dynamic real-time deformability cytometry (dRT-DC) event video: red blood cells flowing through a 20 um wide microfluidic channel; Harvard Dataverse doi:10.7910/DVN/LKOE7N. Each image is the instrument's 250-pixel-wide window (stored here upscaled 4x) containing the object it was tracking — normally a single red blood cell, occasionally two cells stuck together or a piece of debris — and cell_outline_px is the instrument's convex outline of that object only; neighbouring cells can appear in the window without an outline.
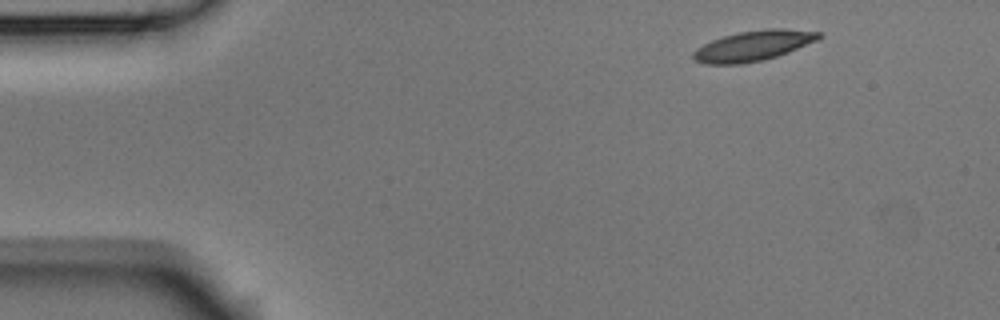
{"species": "Egyptian fruit bat (a non-hibernating species)", "species_latin": "Rousettus aegyptiacus", "temperature_condition": "room temperature", "stored_images_in_passage": 4, "camera_frame_rate_fps": 3000, "um_per_image_px": 0.085, "animal": {"sex": "male"}, "frame": {"image": 1, "passage_image": 1, "time_ms": 0.0, "image_size_px": [1000, 320], "cell_outline_px": [[824, 36], [820, 40], [788, 52], [764, 60], [744, 64], [704, 64], [692, 60], [692, 52], [696, 48], [712, 40], [736, 32], [764, 28], [784, 28], [824, 32]], "centroid_in_image_um": [64.07, 3.88], "position_along_channel_um": 20.9, "area_um2": 22.72}}
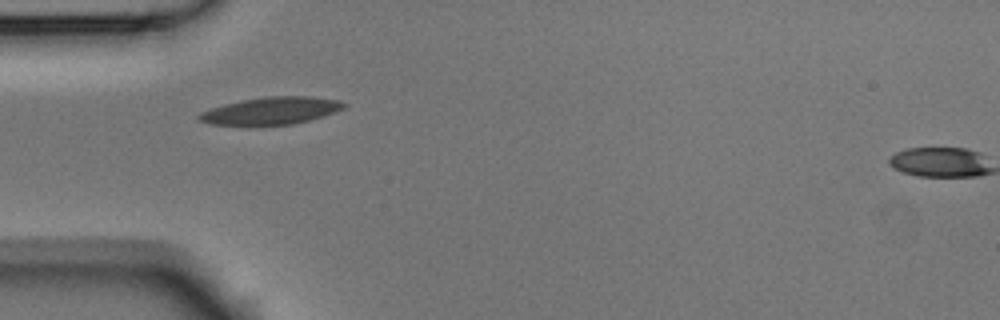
{"frame": {"image": 2, "passage_image": 4, "time_ms": 1.0, "image_size_px": [1000, 320], "cell_outline_px": [[344, 108], [308, 120], [292, 124], [208, 124], [200, 120], [196, 116], [200, 112], [224, 104], [264, 96], [312, 96], [340, 100], [344, 104]], "centroid_in_image_um": [23.02, 9.39], "position_along_channel_um": 62.0, "area_um2": 22.48}}